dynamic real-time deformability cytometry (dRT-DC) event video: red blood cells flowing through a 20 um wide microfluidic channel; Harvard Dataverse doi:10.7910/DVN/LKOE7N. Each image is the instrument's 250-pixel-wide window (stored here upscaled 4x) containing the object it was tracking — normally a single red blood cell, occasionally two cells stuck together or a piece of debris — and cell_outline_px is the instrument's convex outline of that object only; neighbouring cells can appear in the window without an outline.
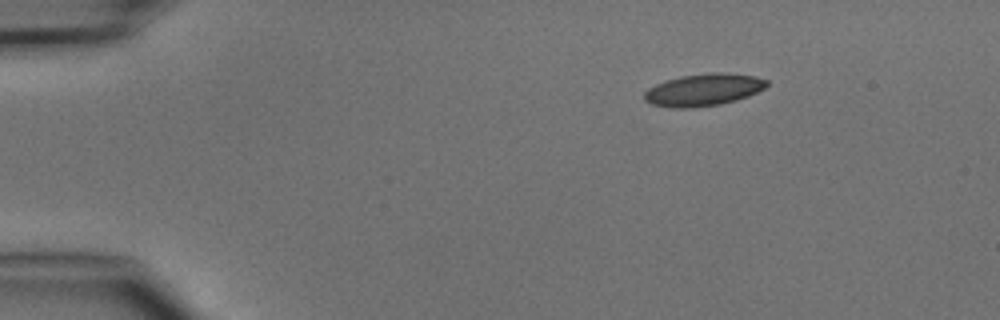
{"species": "common noctule bat (a hibernating species)", "species_latin": "Nyctalus noctula", "temperature_condition": "cold", "stored_images_in_passage": 4, "camera_frame_rate_fps": 3000, "um_per_image_px": 0.085, "animal": {"sex": "male", "body_mass_g": 15.6}, "frame": {"image": 1, "passage_image": 1, "time_ms": 0.0, "image_size_px": [1000, 320], "cell_outline_px": [[768, 84], [764, 88], [748, 96], [736, 100], [720, 104], [692, 108], [672, 108], [652, 104], [644, 100], [644, 92], [648, 88], [656, 84], [680, 76], [708, 72], [724, 72], [756, 76], [768, 80]], "centroid_in_image_um": [59.8, 7.63], "position_along_channel_um": 25.2, "area_um2": 23.06}}
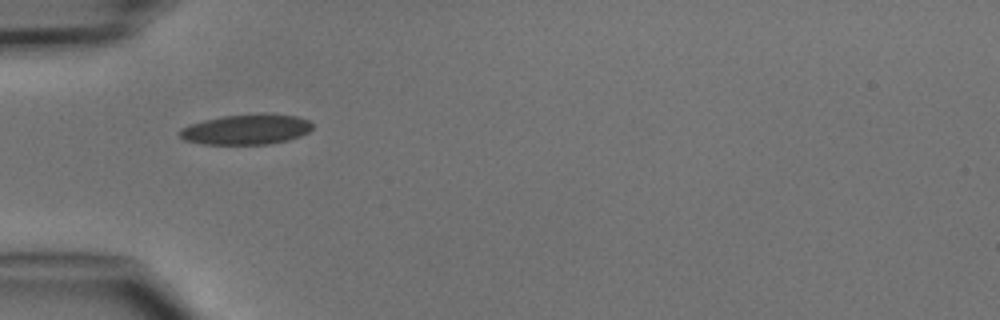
{"frame": {"image": 2, "passage_image": 3, "time_ms": 2.667, "image_size_px": [1000, 320], "cell_outline_px": [[312, 128], [308, 132], [300, 136], [288, 140], [268, 144], [204, 144], [184, 140], [176, 132], [180, 128], [188, 124], [204, 120], [224, 116], [264, 112], [296, 116], [308, 120], [312, 124]], "centroid_in_image_um": [20.91, 10.99], "position_along_channel_um": 64.1, "area_um2": 23.7}}